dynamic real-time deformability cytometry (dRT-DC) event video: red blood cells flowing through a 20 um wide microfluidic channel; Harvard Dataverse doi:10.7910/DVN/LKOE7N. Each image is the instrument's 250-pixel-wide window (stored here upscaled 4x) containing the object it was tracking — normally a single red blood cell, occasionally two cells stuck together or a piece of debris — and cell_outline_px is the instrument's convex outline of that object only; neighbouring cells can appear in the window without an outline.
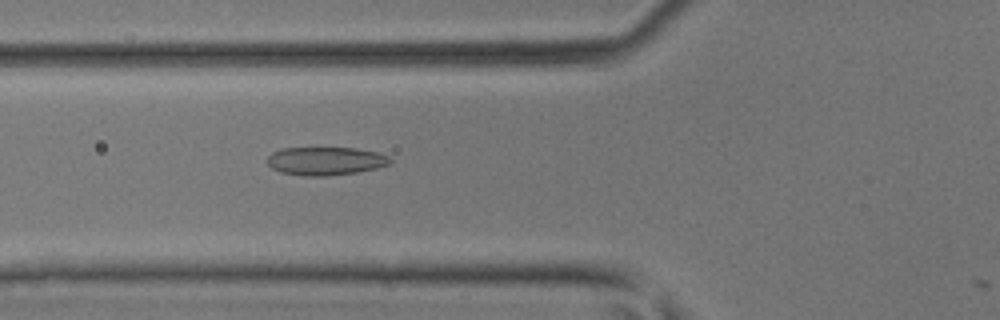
{"species": "common noctule bat (a hibernating species)", "species_latin": "Nyctalus noctula", "temperature_condition": "room temperature", "stored_images_in_passage": 19, "camera_frame_rate_fps": 3000, "um_per_image_px": 0.085, "animal": {"sex": "male", "body_mass_g": 17.9, "forearm_length_mm": 54.2}, "frame": {"image": 1, "passage_image": 18, "time_ms": 5.667, "image_size_px": [1000, 320], "cell_outline_px": [[392, 160], [388, 164], [376, 168], [356, 172], [328, 176], [304, 176], [280, 172], [272, 168], [268, 164], [268, 156], [272, 152], [284, 148], [356, 148], [376, 152], [388, 156]], "centroid_in_image_um": [27.65, 13.69], "position_along_channel_um": 98.1, "area_um2": 20.11}}